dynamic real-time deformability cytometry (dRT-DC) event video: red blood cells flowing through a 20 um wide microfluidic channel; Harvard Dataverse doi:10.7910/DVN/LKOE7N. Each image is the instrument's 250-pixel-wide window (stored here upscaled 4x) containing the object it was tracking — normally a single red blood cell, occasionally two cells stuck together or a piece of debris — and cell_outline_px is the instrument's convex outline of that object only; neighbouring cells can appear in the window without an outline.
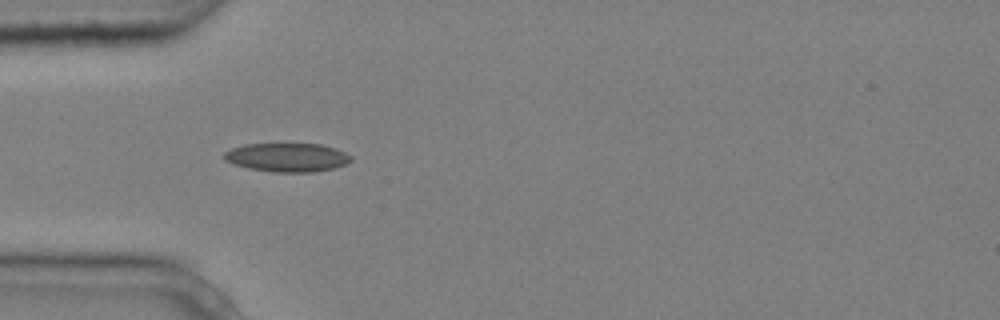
{"species": "common noctule bat (a hibernating species)", "species_latin": "Nyctalus noctula", "temperature_condition": "cold", "stored_images_in_passage": 4, "camera_frame_rate_fps": 3000, "um_per_image_px": 0.085, "animal": {"sex": "male", "body_mass_g": 20.4}, "frame": {"image": 1, "passage_image": 3, "time_ms": 0.667, "image_size_px": [1000, 320], "cell_outline_px": [[352, 160], [344, 164], [332, 168], [312, 172], [276, 172], [248, 168], [224, 160], [224, 152], [232, 148], [244, 144], [320, 144], [336, 148], [352, 156]], "centroid_in_image_um": [24.41, 13.37], "position_along_channel_um": 60.6, "area_um2": 21.04}}
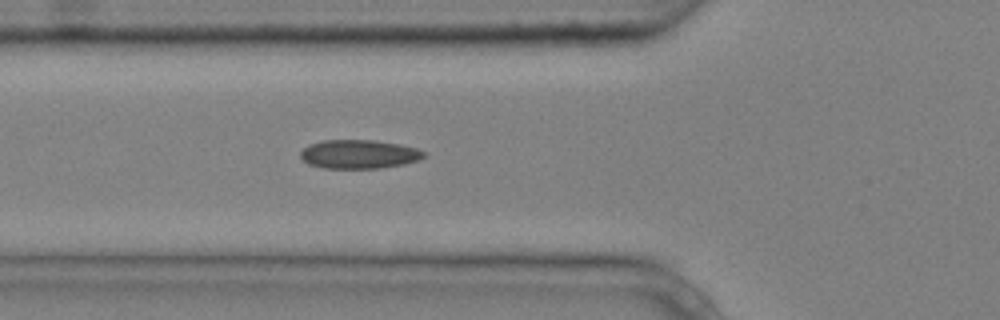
{"frame": {"image": 2, "passage_image": 4, "time_ms": 1.0, "image_size_px": [1000, 320], "cell_outline_px": [[424, 156], [416, 160], [404, 164], [380, 168], [324, 168], [308, 164], [300, 156], [300, 152], [308, 144], [324, 140], [376, 140], [400, 144], [416, 148], [424, 152]], "centroid_in_image_um": [30.48, 13.1], "position_along_channel_um": 95.3, "area_um2": 20.63}}